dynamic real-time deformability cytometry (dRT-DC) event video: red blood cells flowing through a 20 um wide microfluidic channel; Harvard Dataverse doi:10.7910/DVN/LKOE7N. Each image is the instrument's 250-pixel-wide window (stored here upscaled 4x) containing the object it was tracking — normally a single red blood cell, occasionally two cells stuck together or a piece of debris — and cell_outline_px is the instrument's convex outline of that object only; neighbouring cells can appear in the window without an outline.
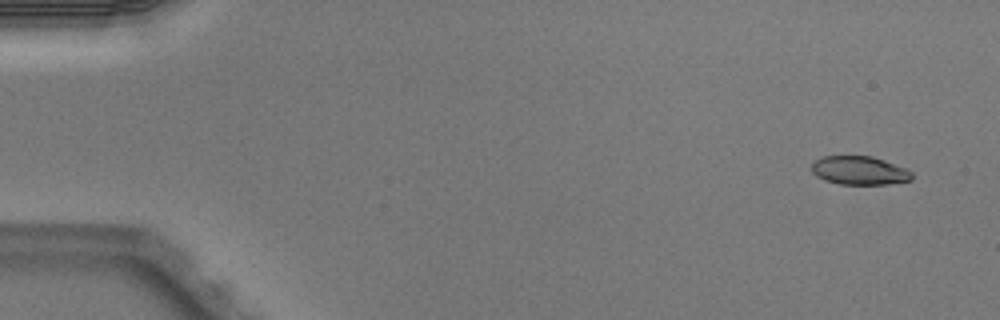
{"species": "Egyptian fruit bat (a non-hibernating species)", "species_latin": "Rousettus aegyptiacus", "temperature_condition": "warm", "stored_images_in_passage": 5, "segment_of_instrument_passage": [1, 2], "camera_frame_rate_fps": 3000, "um_per_image_px": 0.085, "animal": {"sex": "male"}, "frame": {"image": 1, "passage_image": 1, "time_ms": 0.0, "image_size_px": [1000, 320], "cell_outline_px": [[912, 180], [888, 184], [840, 184], [824, 180], [816, 176], [812, 172], [812, 164], [820, 156], [872, 156], [908, 168], [912, 172]], "centroid_in_image_um": [73.07, 14.49], "position_along_channel_um": 11.9, "area_um2": 16.82}}
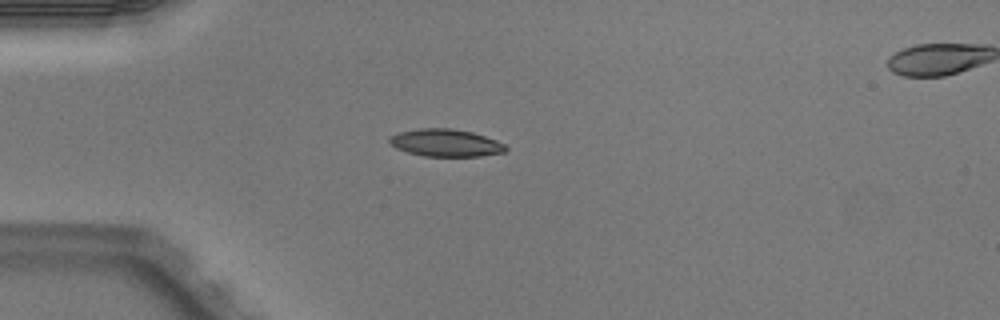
{"frame": {"image": 2, "passage_image": 4, "time_ms": 1.0, "image_size_px": [1000, 320], "cell_outline_px": [[508, 148], [504, 152], [480, 156], [424, 156], [408, 152], [396, 148], [388, 144], [388, 136], [396, 132], [420, 128], [452, 128], [472, 132], [496, 140], [504, 144]], "centroid_in_image_um": [37.82, 12.13], "position_along_channel_um": 47.2, "area_um2": 18.73}}